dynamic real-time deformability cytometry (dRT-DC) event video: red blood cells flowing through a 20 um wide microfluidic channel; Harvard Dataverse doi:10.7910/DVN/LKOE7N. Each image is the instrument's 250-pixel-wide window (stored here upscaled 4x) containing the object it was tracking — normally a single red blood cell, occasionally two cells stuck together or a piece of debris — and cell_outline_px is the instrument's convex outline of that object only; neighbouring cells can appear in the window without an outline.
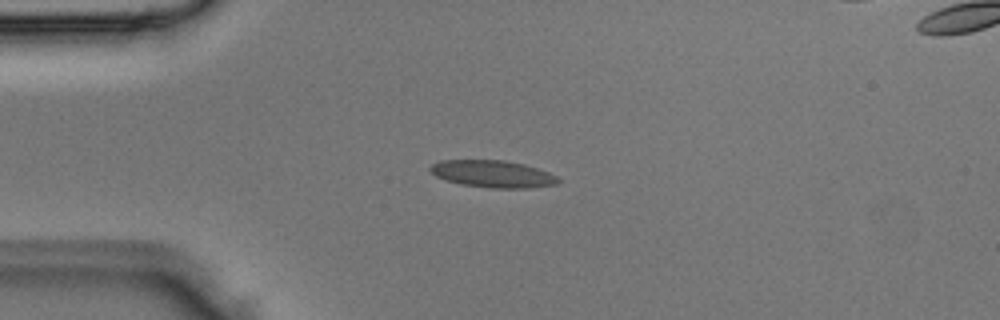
{"species": "Egyptian fruit bat (a non-hibernating species)", "species_latin": "Rousettus aegyptiacus", "temperature_condition": "room temperature", "stored_images_in_passage": 3, "segment_of_instrument_passage": [1, 2], "camera_frame_rate_fps": 3000, "um_per_image_px": 0.085, "animal": {"sex": "male"}, "frame": {"image": 1, "passage_image": 2, "time_ms": 0.333, "image_size_px": [1000, 320], "cell_outline_px": [[560, 180], [556, 184], [524, 188], [492, 188], [460, 184], [436, 176], [428, 168], [432, 164], [440, 160], [504, 160], [524, 164], [548, 172], [556, 176]], "centroid_in_image_um": [41.86, 14.77], "position_along_channel_um": 43.1, "area_um2": 20.0}}